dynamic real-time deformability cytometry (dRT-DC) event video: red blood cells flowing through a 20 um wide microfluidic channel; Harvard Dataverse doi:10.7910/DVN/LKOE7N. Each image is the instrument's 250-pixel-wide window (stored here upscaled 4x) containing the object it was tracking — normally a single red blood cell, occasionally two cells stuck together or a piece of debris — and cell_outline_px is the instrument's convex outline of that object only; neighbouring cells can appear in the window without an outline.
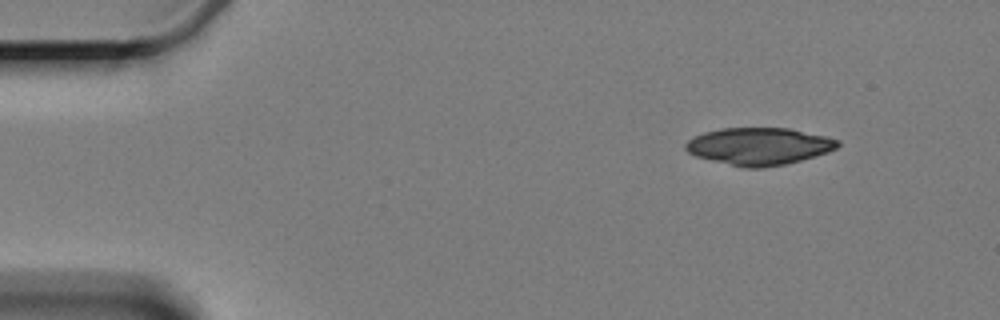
{"species": "Egyptian fruit bat (a non-hibernating species)", "species_latin": "Rousettus aegyptiacus", "temperature_condition": "cold", "stored_images_in_passage": 4, "camera_frame_rate_fps": 3000, "um_per_image_px": 0.085, "animal": {"sex": "female"}, "frame": {"image": 1, "passage_image": 1, "time_ms": 0.0, "image_size_px": [1000, 320], "cell_outline_px": [[840, 144], [836, 148], [828, 152], [816, 156], [784, 164], [760, 168], [748, 168], [696, 156], [688, 152], [684, 148], [684, 144], [688, 140], [704, 132], [720, 128], [788, 128], [824, 136], [840, 140]], "centroid_in_image_um": [64.52, 12.42], "position_along_channel_um": 20.5, "area_um2": 32.66}}